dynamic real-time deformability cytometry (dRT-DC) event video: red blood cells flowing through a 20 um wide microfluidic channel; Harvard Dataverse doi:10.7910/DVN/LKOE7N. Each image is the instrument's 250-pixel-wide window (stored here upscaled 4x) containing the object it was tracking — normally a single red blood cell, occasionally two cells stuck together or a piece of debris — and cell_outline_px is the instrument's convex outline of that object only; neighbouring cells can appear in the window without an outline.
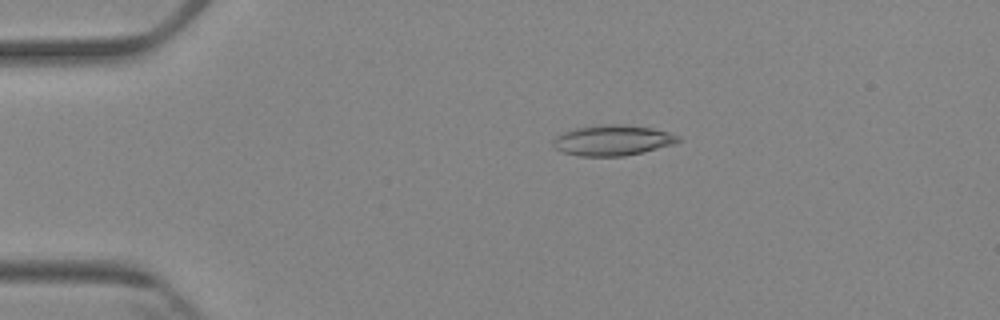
{"species": "Egyptian fruit bat (a non-hibernating species)", "species_latin": "Rousettus aegyptiacus", "temperature_condition": "cold", "stored_images_in_passage": 5, "camera_frame_rate_fps": 3000, "um_per_image_px": 0.085, "animal": {"sex": "female"}, "frame": {"image": 1, "passage_image": 4, "time_ms": 3.333, "image_size_px": [1000, 320], "cell_outline_px": [[680, 140], [672, 144], [644, 152], [624, 156], [580, 156], [560, 152], [552, 144], [552, 140], [556, 136], [564, 132], [576, 128], [600, 124], [624, 124], [652, 128], [668, 132], [680, 136]], "centroid_in_image_um": [52.04, 11.92], "position_along_channel_um": 33.0, "area_um2": 22.31}}